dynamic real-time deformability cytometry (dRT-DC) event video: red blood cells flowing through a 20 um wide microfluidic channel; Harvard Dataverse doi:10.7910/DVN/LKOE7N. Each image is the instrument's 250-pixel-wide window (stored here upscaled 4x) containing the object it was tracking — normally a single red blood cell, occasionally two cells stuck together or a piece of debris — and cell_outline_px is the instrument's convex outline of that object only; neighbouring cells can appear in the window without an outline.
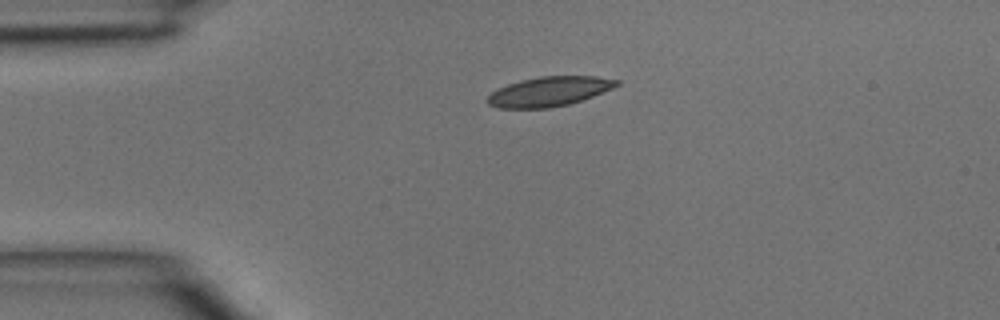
{"species": "common noctule bat (a hibernating species)", "species_latin": "Nyctalus noctula", "temperature_condition": "room temperature", "stored_images_in_passage": 2, "camera_frame_rate_fps": 3000, "um_per_image_px": 0.085, "animal": {"sex": "male", "body_mass_g": 15.6}, "frame": {"image": 1, "passage_image": 1, "time_ms": 0.0, "image_size_px": [1000, 320], "cell_outline_px": [[620, 84], [612, 88], [592, 96], [568, 104], [548, 108], [500, 108], [488, 104], [484, 100], [492, 92], [508, 84], [520, 80], [540, 76], [596, 76], [620, 80]], "centroid_in_image_um": [46.66, 7.77], "position_along_channel_um": 38.3, "area_um2": 22.14}}
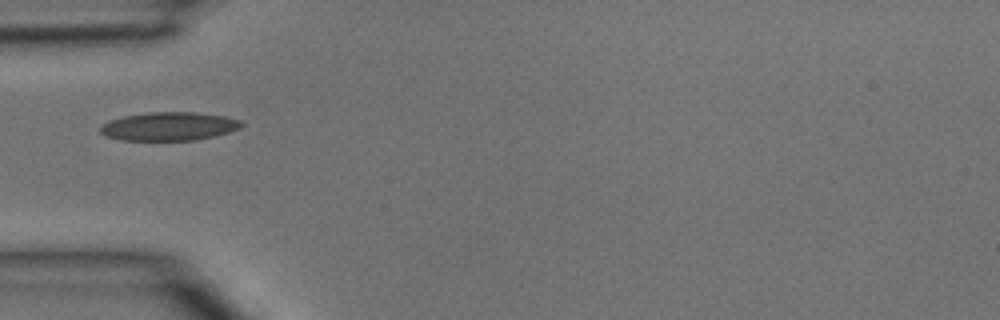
{"frame": {"image": 2, "passage_image": 2, "time_ms": 0.333, "image_size_px": [1000, 320], "cell_outline_px": [[244, 124], [240, 128], [228, 132], [196, 140], [120, 140], [108, 136], [100, 132], [100, 124], [108, 120], [124, 116], [148, 112], [196, 112], [224, 116], [240, 120]], "centroid_in_image_um": [14.34, 10.73], "position_along_channel_um": 70.7, "area_um2": 23.41}}